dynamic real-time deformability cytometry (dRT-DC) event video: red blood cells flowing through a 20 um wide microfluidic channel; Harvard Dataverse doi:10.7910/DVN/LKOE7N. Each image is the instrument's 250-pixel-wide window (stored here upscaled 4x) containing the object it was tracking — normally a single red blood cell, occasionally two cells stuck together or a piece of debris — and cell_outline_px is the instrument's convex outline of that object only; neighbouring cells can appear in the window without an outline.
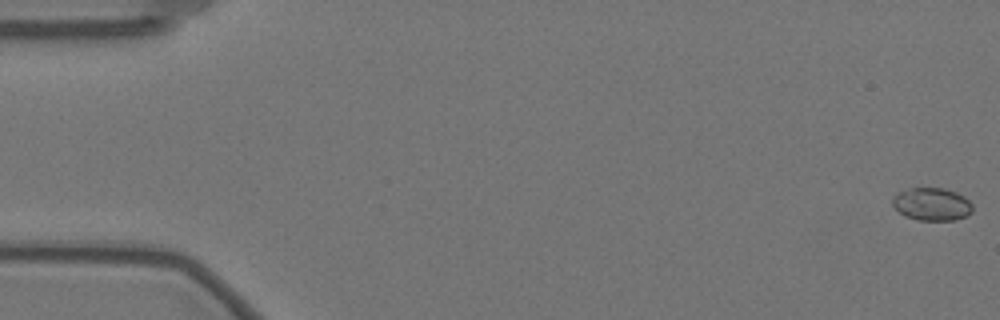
{"species": "Egyptian fruit bat (a non-hibernating species)", "species_latin": "Rousettus aegyptiacus", "temperature_condition": "warm", "stored_images_in_passage": 59, "camera_frame_rate_fps": 3000, "um_per_image_px": 0.085, "animal": {"sex": "female"}, "frame": {"image": 1, "passage_image": 1, "time_ms": 0.0, "image_size_px": [1000, 320], "cell_outline_px": [[972, 212], [968, 216], [956, 220], [916, 220], [904, 216], [892, 204], [892, 200], [900, 192], [908, 188], [944, 188], [956, 192], [964, 196], [972, 204]], "centroid_in_image_um": [79.24, 17.37], "position_along_channel_um": 5.8, "area_um2": 15.32}}
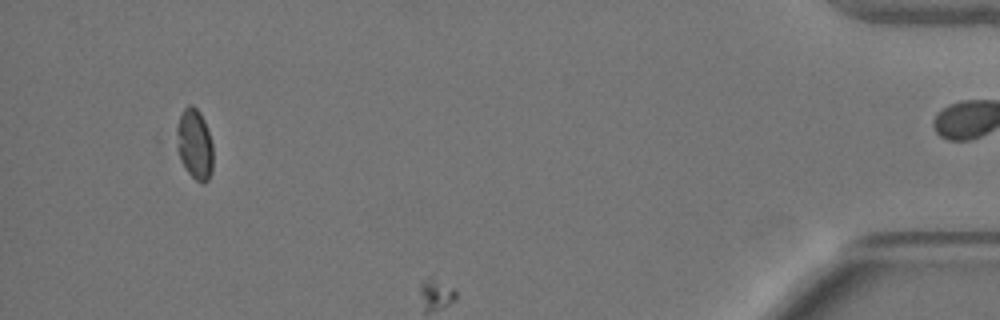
{"frame": {"image": 2, "passage_image": 55, "time_ms": 18.0, "image_size_px": [1000, 320], "cell_outline_px": [[212, 172], [208, 180], [204, 184], [196, 180], [184, 168], [180, 160], [176, 132], [176, 128], [180, 116], [184, 108], [188, 104], [192, 104], [200, 112], [204, 120], [212, 144]], "centroid_in_image_um": [16.54, 12.26], "position_along_channel_um": 418.7, "area_um2": 14.85}}